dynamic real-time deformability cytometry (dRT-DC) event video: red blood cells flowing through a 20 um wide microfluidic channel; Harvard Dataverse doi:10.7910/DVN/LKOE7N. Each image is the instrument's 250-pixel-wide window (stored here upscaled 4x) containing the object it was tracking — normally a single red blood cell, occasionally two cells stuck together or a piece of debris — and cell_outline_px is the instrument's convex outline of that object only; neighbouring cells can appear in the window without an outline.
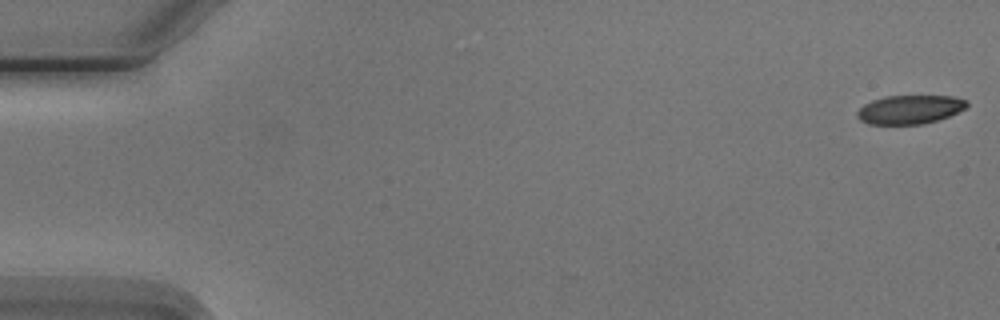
{"species": "Egyptian fruit bat (a non-hibernating species)", "species_latin": "Rousettus aegyptiacus", "temperature_condition": "cold", "stored_images_in_passage": 3, "segment_of_instrument_passage": [2, 2], "camera_frame_rate_fps": 3000, "um_per_image_px": 0.085, "animal": {"sex": "male"}, "frame": {"image": 1, "passage_image": 3, "time_ms": 2.333, "image_size_px": [1000, 320], "cell_outline_px": [[968, 104], [964, 108], [948, 116], [936, 120], [920, 124], [868, 124], [860, 120], [856, 116], [856, 112], [864, 104], [872, 100], [884, 96], [952, 96], [968, 100]], "centroid_in_image_um": [77.29, 9.3], "position_along_channel_um": 7.7, "area_um2": 18.26}}